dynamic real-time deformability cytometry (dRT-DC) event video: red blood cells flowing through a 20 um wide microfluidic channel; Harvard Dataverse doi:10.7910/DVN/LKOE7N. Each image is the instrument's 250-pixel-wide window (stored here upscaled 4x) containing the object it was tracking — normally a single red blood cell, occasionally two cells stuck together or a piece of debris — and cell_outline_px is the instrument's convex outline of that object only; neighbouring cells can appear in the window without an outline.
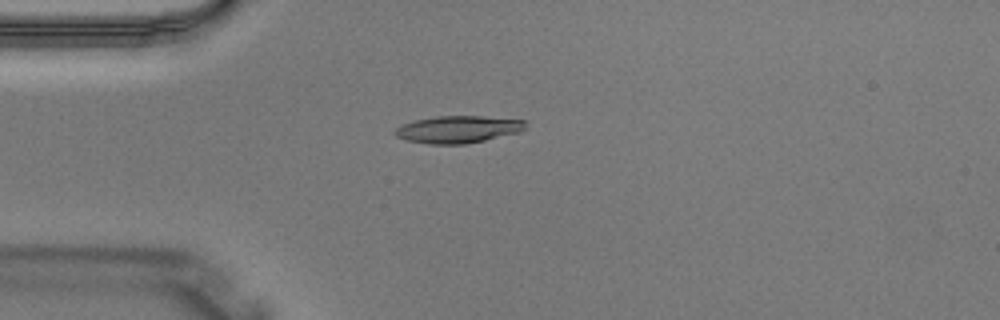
{"species": "Egyptian fruit bat (a non-hibernating species)", "species_latin": "Rousettus aegyptiacus", "temperature_condition": "warm", "stored_images_in_passage": 1, "camera_frame_rate_fps": 3000, "um_per_image_px": 0.085, "animal": {"sex": "male"}, "frame": {"image": 1, "passage_image": 1, "time_ms": 0.0, "image_size_px": [1000, 320], "cell_outline_px": [[524, 128], [520, 132], [484, 140], [464, 144], [428, 144], [404, 140], [396, 136], [392, 132], [396, 128], [404, 124], [416, 120], [436, 116], [484, 116], [524, 120]], "centroid_in_image_um": [38.89, 11.0], "position_along_channel_um": 46.1, "area_um2": 20.58}}